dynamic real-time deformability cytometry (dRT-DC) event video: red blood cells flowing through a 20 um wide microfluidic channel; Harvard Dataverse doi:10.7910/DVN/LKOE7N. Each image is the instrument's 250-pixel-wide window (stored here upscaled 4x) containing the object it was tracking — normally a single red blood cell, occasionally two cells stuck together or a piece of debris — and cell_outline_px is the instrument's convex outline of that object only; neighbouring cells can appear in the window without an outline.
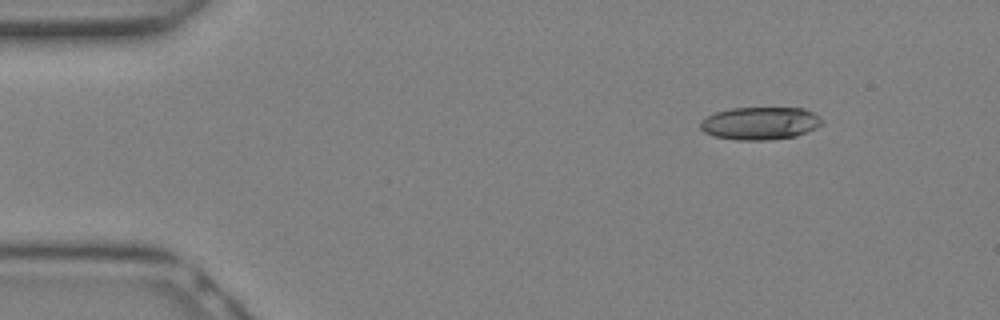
{"species": "Egyptian fruit bat (a non-hibernating species)", "species_latin": "Rousettus aegyptiacus", "temperature_condition": "warm", "stored_images_in_passage": 8, "camera_frame_rate_fps": 3000, "um_per_image_px": 0.085, "animal": {"sex": "female"}, "frame": {"image": 1, "passage_image": 3, "time_ms": 0.667, "image_size_px": [1000, 320], "cell_outline_px": [[820, 124], [816, 128], [796, 136], [768, 140], [736, 140], [712, 136], [704, 132], [700, 128], [700, 120], [716, 112], [732, 108], [804, 108], [812, 112], [820, 120]], "centroid_in_image_um": [64.55, 10.49], "position_along_channel_um": 20.5, "area_um2": 23.06}}
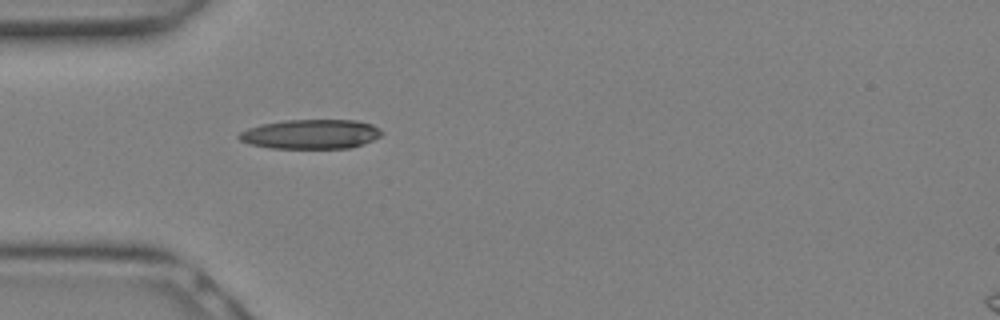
{"frame": {"image": 2, "passage_image": 8, "time_ms": 2.333, "image_size_px": [1000, 320], "cell_outline_px": [[384, 132], [380, 136], [372, 140], [348, 148], [272, 148], [248, 144], [240, 140], [236, 136], [240, 132], [248, 128], [260, 124], [284, 120], [356, 120], [372, 124], [380, 128]], "centroid_in_image_um": [26.39, 11.39], "position_along_channel_um": 58.6, "area_um2": 24.57}}